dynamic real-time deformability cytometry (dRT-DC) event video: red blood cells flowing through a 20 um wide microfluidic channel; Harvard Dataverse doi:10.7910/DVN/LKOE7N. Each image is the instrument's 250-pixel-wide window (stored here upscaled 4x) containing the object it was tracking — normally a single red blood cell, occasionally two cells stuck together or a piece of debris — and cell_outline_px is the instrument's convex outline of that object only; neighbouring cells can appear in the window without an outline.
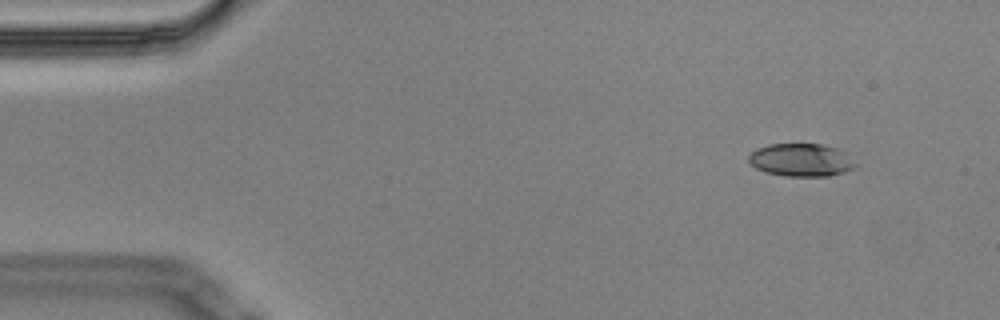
{"species": "Egyptian fruit bat (a non-hibernating species)", "species_latin": "Rousettus aegyptiacus", "temperature_condition": "cold", "stored_images_in_passage": 5, "camera_frame_rate_fps": 3000, "um_per_image_px": 0.085, "animal": {"sex": "male"}, "frame": {"image": 1, "passage_image": 2, "time_ms": 0.333, "image_size_px": [1000, 320], "cell_outline_px": [[856, 164], [852, 168], [844, 172], [828, 176], [788, 176], [764, 172], [756, 168], [748, 160], [748, 156], [756, 148], [768, 144], [820, 144], [836, 148], [844, 152]], "centroid_in_image_um": [68.05, 13.6], "position_along_channel_um": 16.9, "area_um2": 20.29}}